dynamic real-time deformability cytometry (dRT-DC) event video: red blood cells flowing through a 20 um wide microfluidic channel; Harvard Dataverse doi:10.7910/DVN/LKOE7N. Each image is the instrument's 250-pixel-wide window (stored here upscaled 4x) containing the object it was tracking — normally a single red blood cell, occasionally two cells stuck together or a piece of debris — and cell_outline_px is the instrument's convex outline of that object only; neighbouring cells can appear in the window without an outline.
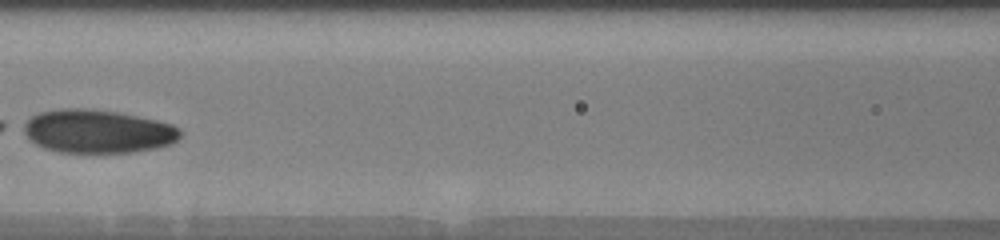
{"species": "human", "species_latin": "Homo sapiens", "temperature_condition": "warm", "stored_images_in_passage": 11, "camera_frame_rate_fps": 3000, "um_per_image_px": 0.085, "donor": {"sex": "male"}, "frame": {"image": 1, "passage_image": 8, "time_ms": 3.333, "image_size_px": [1000, 240], "cell_outline_px": [[180, 136], [172, 144], [156, 148], [132, 152], [60, 152], [44, 148], [36, 144], [16, 128], [20, 124], [32, 116], [40, 112], [64, 108], [92, 108], [120, 112], [156, 120], [172, 124], [180, 128]], "centroid_in_image_um": [8.24, 11.15], "position_along_channel_um": 158.4, "area_um2": 40.11}}
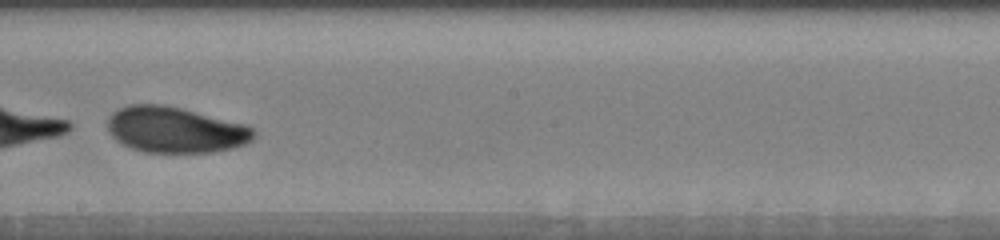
{"frame": {"image": 2, "passage_image": 10, "time_ms": 5.333, "image_size_px": [1000, 240], "cell_outline_px": [[256, 136], [252, 140], [244, 144], [232, 148], [212, 152], [144, 152], [132, 148], [116, 140], [108, 132], [108, 116], [112, 112], [128, 104], [164, 104], [244, 124], [252, 128], [256, 132]], "centroid_in_image_um": [14.87, 11.03], "position_along_channel_um": 233.3, "area_um2": 38.96}}